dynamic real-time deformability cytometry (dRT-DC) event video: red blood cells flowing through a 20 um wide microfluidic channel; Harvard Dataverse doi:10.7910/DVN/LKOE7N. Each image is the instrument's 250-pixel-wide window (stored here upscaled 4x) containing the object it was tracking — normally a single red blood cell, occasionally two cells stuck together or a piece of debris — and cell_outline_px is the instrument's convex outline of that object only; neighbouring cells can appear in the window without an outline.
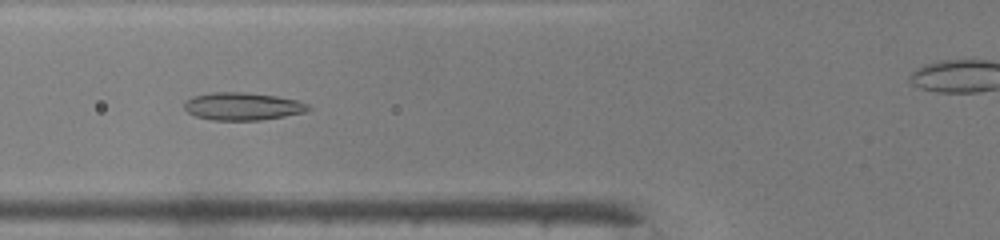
{"species": "common noctule bat (a hibernating species)", "species_latin": "Nyctalus noctula", "temperature_condition": "warm", "stored_images_in_passage": 48, "camera_frame_rate_fps": 3000, "um_per_image_px": 0.085, "animal": {"sex": "male", "body_mass_g": 19.0, "forearm_length_mm": 50.8}, "frame": {"image": 1, "passage_image": 18, "time_ms": 5.667, "image_size_px": [1000, 240], "cell_outline_px": [[312, 108], [304, 112], [284, 116], [260, 120], [212, 120], [196, 116], [188, 112], [184, 108], [184, 104], [192, 96], [212, 92], [244, 92], [276, 96], [296, 100], [308, 104]], "centroid_in_image_um": [20.61, 9.03], "position_along_channel_um": 105.2, "area_um2": 19.88}}
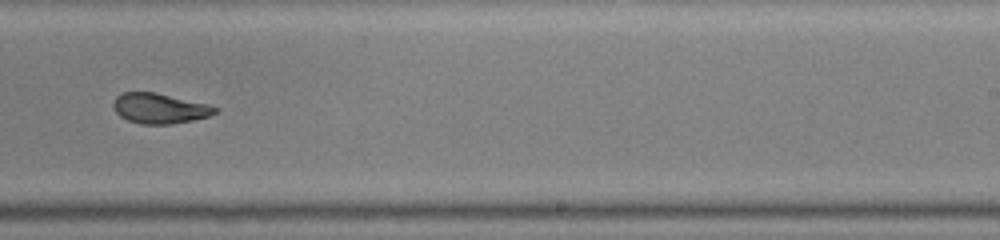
{"frame": {"image": 2, "passage_image": 30, "time_ms": 9.667, "image_size_px": [1000, 240], "cell_outline_px": [[220, 108], [216, 112], [208, 116], [192, 120], [172, 124], [140, 124], [128, 120], [120, 116], [116, 112], [112, 104], [116, 96], [124, 92], [156, 92], [208, 104]], "centroid_in_image_um": [13.56, 9.21], "position_along_channel_um": 275.4, "area_um2": 17.92}}
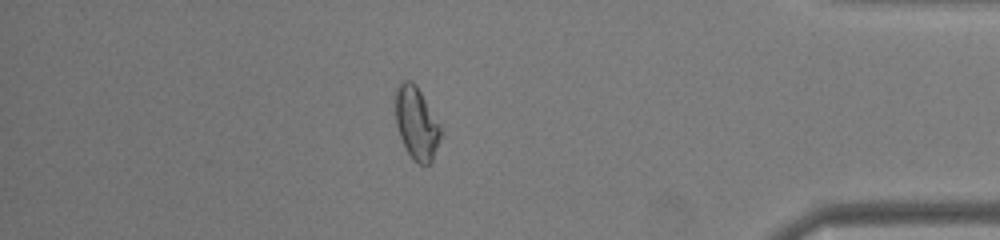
{"frame": {"image": 3, "passage_image": 41, "time_ms": 13.333, "image_size_px": [1000, 240], "cell_outline_px": [[440, 136], [432, 160], [428, 164], [420, 164], [412, 160], [400, 136], [396, 124], [396, 92], [400, 84], [404, 80], [412, 80], [416, 84], [440, 124]], "centroid_in_image_um": [35.4, 10.46], "position_along_channel_um": 399.8, "area_um2": 18.73}, "authors_computed_cell_mechanics": {"area_um2": 19.6809, "velocity_mm_per_s": 4.2619, "shape_relaxation_time_tau1_ms": null, "shape_relaxation_time_tau2_ms": 1.0976, "deformation_change_tau1": null, "deformation_change_tau2": 0.0666}}